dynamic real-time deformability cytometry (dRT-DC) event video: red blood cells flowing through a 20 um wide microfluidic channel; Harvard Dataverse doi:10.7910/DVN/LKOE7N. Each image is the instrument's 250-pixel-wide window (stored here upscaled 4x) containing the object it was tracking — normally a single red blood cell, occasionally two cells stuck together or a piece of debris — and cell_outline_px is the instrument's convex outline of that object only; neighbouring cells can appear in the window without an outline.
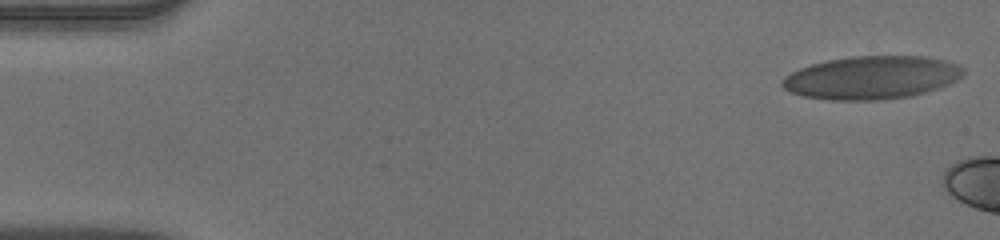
{"species": "human", "species_latin": "Homo sapiens", "temperature_condition": "warm", "stored_images_in_passage": 5, "camera_frame_rate_fps": 3000, "um_per_image_px": 0.085, "donor": {"sex": "male"}, "frame": {"image": 1, "passage_image": 1, "time_ms": 0.0, "image_size_px": [1000, 240], "cell_outline_px": [[964, 72], [956, 80], [940, 88], [912, 96], [880, 100], [832, 100], [804, 96], [788, 92], [780, 84], [780, 80], [784, 76], [800, 68], [812, 64], [828, 60], [852, 56], [924, 56], [944, 60], [960, 64], [964, 68]], "centroid_in_image_um": [74.09, 6.6], "position_along_channel_um": 10.9, "area_um2": 45.72}}